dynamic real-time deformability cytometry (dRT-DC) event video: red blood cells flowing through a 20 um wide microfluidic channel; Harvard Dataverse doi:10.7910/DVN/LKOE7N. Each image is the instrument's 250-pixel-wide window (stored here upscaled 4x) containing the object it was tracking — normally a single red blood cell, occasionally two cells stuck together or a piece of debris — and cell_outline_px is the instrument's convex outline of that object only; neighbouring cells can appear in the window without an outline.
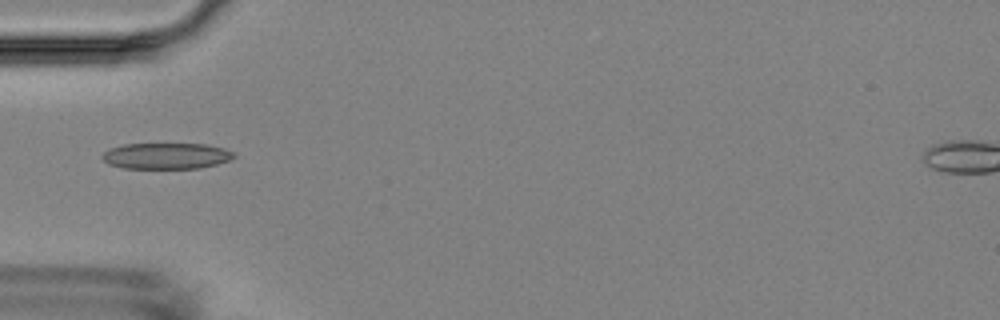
{"species": "Egyptian fruit bat (a non-hibernating species)", "species_latin": "Rousettus aegyptiacus", "temperature_condition": "room temperature", "stored_images_in_passage": 9, "camera_frame_rate_fps": 3000, "um_per_image_px": 0.085, "animal": {"sex": "female"}, "frame": {"image": 1, "passage_image": 1, "time_ms": 0.0, "image_size_px": [1000, 320], "cell_outline_px": [[236, 156], [228, 160], [216, 164], [200, 168], [124, 168], [108, 164], [100, 156], [104, 152], [112, 148], [124, 144], [208, 144], [224, 148], [236, 152]], "centroid_in_image_um": [14.16, 13.25], "position_along_channel_um": 70.8, "area_um2": 20.0}}
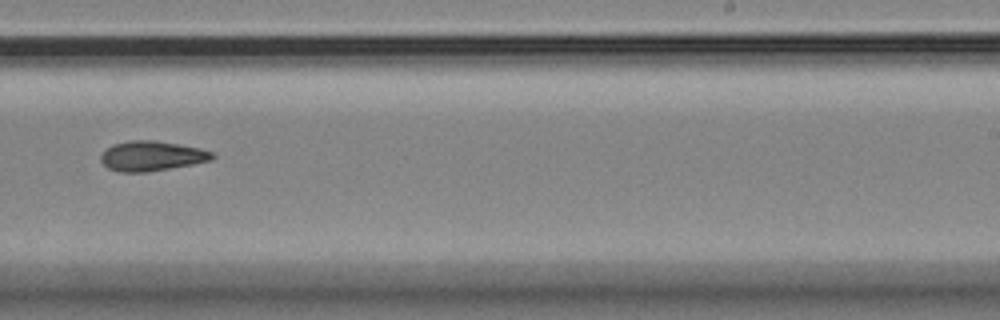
{"frame": {"image": 2, "passage_image": 6, "time_ms": 5.667, "image_size_px": [1000, 320], "cell_outline_px": [[216, 156], [212, 160], [192, 164], [148, 172], [120, 172], [108, 168], [100, 160], [100, 156], [112, 144], [128, 140], [156, 140], [200, 148], [212, 152]], "centroid_in_image_um": [12.89, 13.25], "position_along_channel_um": 276.1, "area_um2": 19.42}}
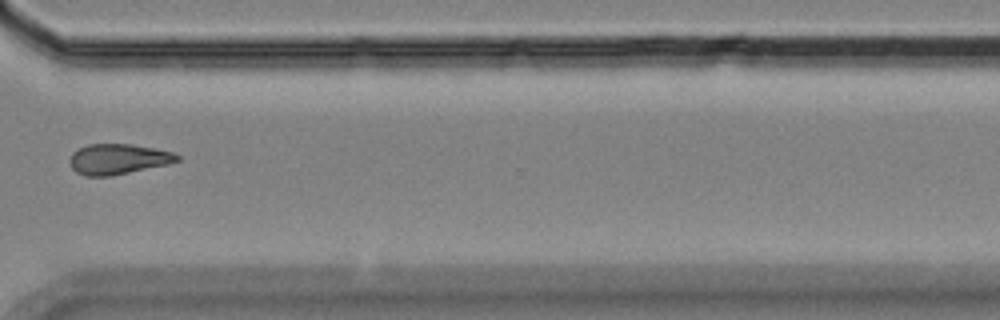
{"frame": {"image": 3, "passage_image": 8, "time_ms": 8.0, "image_size_px": [1000, 320], "cell_outline_px": [[180, 160], [168, 164], [112, 176], [84, 176], [76, 172], [72, 168], [68, 160], [72, 152], [88, 144], [132, 144], [156, 148], [172, 152], [180, 156]], "centroid_in_image_um": [10.02, 13.52], "position_along_channel_um": 360.6, "area_um2": 19.19}}